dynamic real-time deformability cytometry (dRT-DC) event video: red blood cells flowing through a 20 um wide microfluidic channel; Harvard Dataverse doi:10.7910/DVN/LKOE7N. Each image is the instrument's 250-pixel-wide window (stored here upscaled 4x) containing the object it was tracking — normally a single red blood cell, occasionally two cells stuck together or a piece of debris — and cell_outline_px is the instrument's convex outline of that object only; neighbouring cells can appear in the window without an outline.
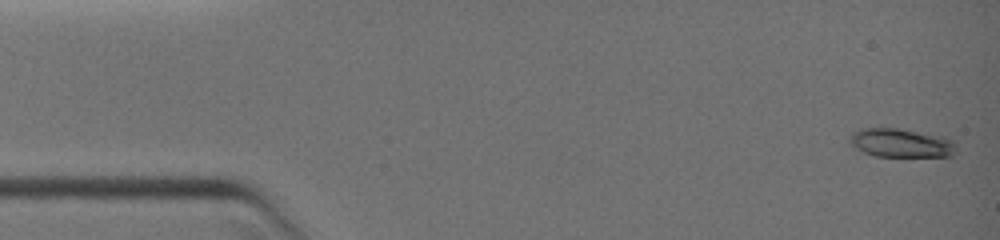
{"species": "common noctule bat (a hibernating species)", "species_latin": "Nyctalus noctula", "temperature_condition": "warm", "stored_images_in_passage": 14, "camera_frame_rate_fps": 3000, "um_per_image_px": 0.085, "animal": {"sex": "female", "body_mass_g": 19.0, "forearm_length_mm": 51.5}, "frame": {"image": 1, "passage_image": 1, "time_ms": 0.0, "image_size_px": [1000, 240], "cell_outline_px": [[956, 152], [952, 156], [876, 156], [852, 148], [848, 144], [848, 140], [852, 132], [860, 128], [900, 128], [944, 136], [952, 140], [956, 148]], "centroid_in_image_um": [76.54, 12.14], "position_along_channel_um": 8.5, "area_um2": 18.15}}
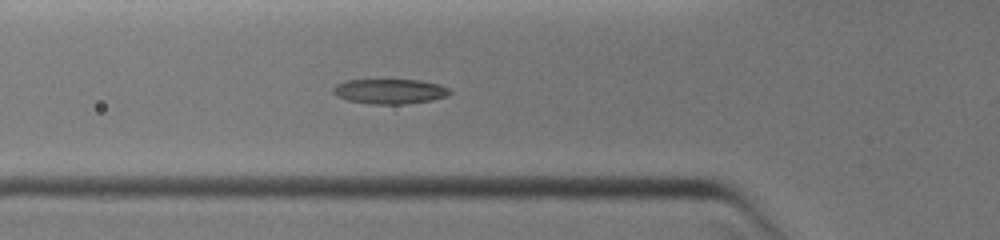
{"frame": {"image": 2, "passage_image": 10, "time_ms": 4.333, "image_size_px": [1000, 240], "cell_outline_px": [[452, 92], [444, 96], [432, 100], [404, 104], [372, 104], [348, 100], [336, 96], [332, 92], [332, 88], [336, 84], [344, 80], [420, 80], [440, 84], [448, 88]], "centroid_in_image_um": [33.1, 7.76], "position_along_channel_um": 92.7, "area_um2": 16.94}}
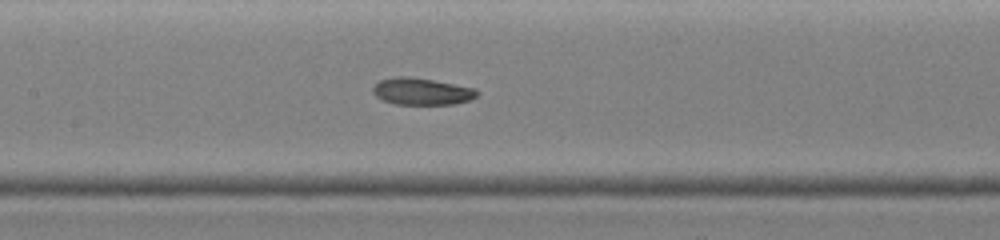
{"frame": {"image": 3, "passage_image": 14, "time_ms": 6.0, "image_size_px": [1000, 240], "cell_outline_px": [[480, 92], [476, 96], [468, 100], [452, 104], [396, 104], [384, 100], [376, 96], [372, 92], [372, 88], [380, 80], [392, 76], [408, 76], [432, 80], [476, 88]], "centroid_in_image_um": [35.83, 7.76], "position_along_channel_um": 171.6, "area_um2": 16.24}}